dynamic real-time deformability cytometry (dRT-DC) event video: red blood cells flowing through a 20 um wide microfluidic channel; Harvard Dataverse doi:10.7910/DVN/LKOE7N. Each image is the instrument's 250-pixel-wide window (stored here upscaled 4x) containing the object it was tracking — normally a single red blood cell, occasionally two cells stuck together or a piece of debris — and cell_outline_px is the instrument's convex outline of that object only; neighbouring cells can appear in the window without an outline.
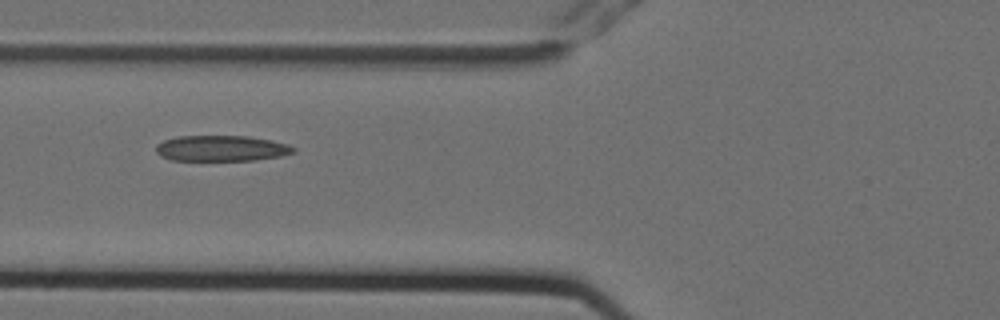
{"species": "Egyptian fruit bat (a non-hibernating species)", "species_latin": "Rousettus aegyptiacus", "temperature_condition": "cold", "stored_images_in_passage": 9, "camera_frame_rate_fps": 3000, "um_per_image_px": 0.085, "animal": {"sex": "female"}, "frame": {"image": 1, "passage_image": 7, "time_ms": 2.0, "image_size_px": [1000, 320], "cell_outline_px": [[296, 152], [280, 156], [252, 160], [172, 160], [160, 156], [156, 152], [156, 144], [164, 140], [180, 136], [248, 136], [272, 140], [288, 144], [296, 148]], "centroid_in_image_um": [18.83, 12.6], "position_along_channel_um": 107.0, "area_um2": 20.63}}
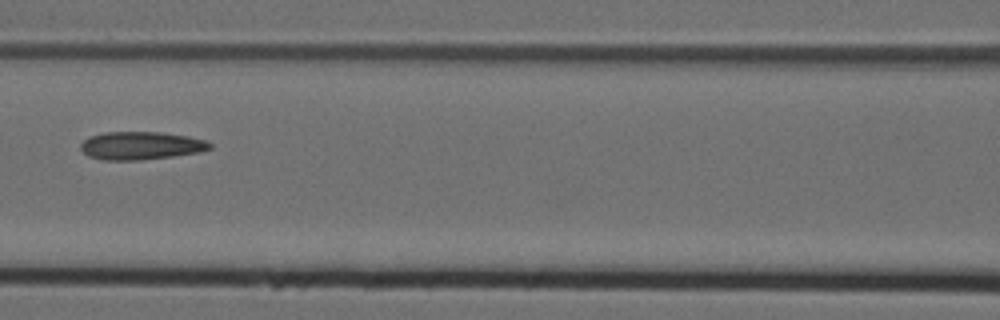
{"frame": {"image": 2, "passage_image": 8, "time_ms": 2.333, "image_size_px": [1000, 320], "cell_outline_px": [[212, 148], [200, 152], [172, 156], [140, 160], [100, 160], [88, 156], [80, 148], [80, 144], [88, 136], [104, 132], [160, 132], [188, 136], [204, 140], [212, 144]], "centroid_in_image_um": [11.95, 12.38], "position_along_channel_um": 154.7, "area_um2": 21.15}}
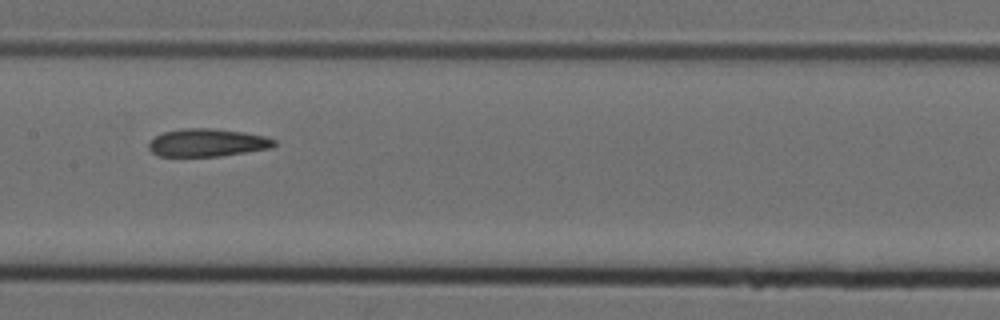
{"frame": {"image": 3, "passage_image": 9, "time_ms": 2.667, "image_size_px": [1000, 320], "cell_outline_px": [[276, 144], [272, 148], [220, 156], [156, 156], [148, 148], [148, 144], [156, 136], [164, 132], [184, 128], [212, 128], [244, 132], [264, 136], [276, 140]], "centroid_in_image_um": [17.63, 12.13], "position_along_channel_um": 189.8, "area_um2": 20.35}}